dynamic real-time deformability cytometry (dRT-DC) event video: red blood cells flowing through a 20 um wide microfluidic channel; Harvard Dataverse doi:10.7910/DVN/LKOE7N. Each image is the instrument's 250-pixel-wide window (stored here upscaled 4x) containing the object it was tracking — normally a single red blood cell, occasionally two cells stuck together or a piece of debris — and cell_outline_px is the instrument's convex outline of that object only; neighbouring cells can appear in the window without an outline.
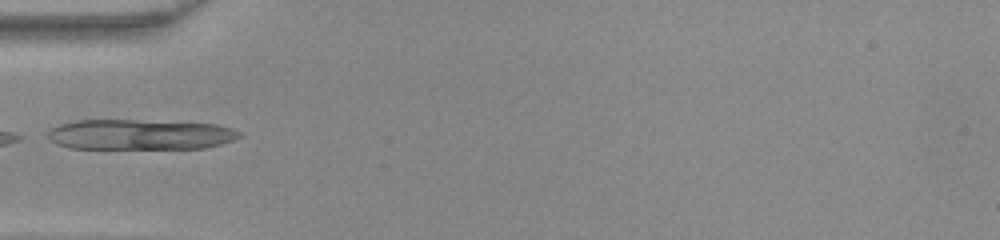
{"species": "common noctule bat (a hibernating species)", "species_latin": "Nyctalus noctula", "temperature_condition": "warm", "stored_images_in_passage": 12, "camera_frame_rate_fps": 3000, "um_per_image_px": 0.085, "animal": {"sex": "female", "body_mass_g": 22.0, "forearm_length_mm": 56.7}, "frame": {"image": 1, "passage_image": 1, "time_ms": 0.0, "image_size_px": [1000, 240], "cell_outline_px": [[240, 136], [232, 140], [220, 144], [204, 148], [68, 148], [56, 144], [44, 136], [52, 128], [60, 124], [76, 120], [132, 120], [216, 124], [232, 128], [240, 132]], "centroid_in_image_um": [11.84, 11.43], "position_along_channel_um": 73.2, "area_um2": 33.7}}